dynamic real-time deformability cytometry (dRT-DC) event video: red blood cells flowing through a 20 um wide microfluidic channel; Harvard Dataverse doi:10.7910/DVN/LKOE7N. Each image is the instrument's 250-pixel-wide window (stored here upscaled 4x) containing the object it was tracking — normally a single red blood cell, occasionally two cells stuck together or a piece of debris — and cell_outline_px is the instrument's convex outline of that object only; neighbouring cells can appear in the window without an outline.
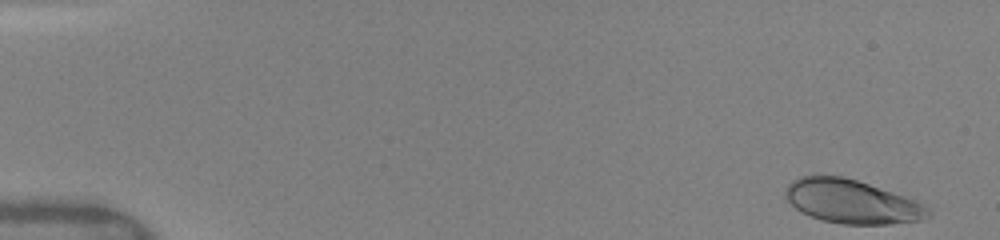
{"species": "human", "species_latin": "Homo sapiens", "temperature_condition": "warm", "stored_images_in_passage": 17, "camera_frame_rate_fps": 3000, "um_per_image_px": 0.085, "donor": {"sex": "female"}, "frame": {"image": 1, "passage_image": 1, "time_ms": 0.0, "image_size_px": [1000, 240], "cell_outline_px": [[932, 212], [928, 216], [920, 220], [892, 224], [840, 224], [820, 220], [800, 212], [784, 196], [784, 192], [788, 184], [792, 180], [800, 176], [844, 176], [916, 200], [928, 208]], "centroid_in_image_um": [72.37, 17.14], "position_along_channel_um": 12.6, "area_um2": 36.24}}
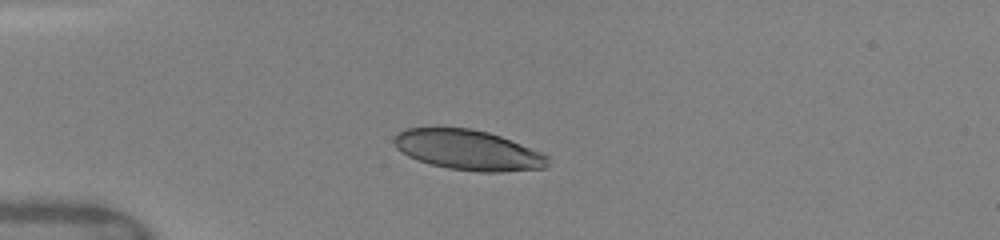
{"frame": {"image": 2, "passage_image": 9, "time_ms": 3.667, "image_size_px": [1000, 240], "cell_outline_px": [[548, 164], [544, 168], [500, 172], [480, 172], [448, 168], [432, 164], [408, 156], [396, 148], [392, 140], [404, 128], [472, 128], [488, 132], [500, 136], [540, 152], [548, 156]], "centroid_in_image_um": [39.78, 12.75], "position_along_channel_um": 45.2, "area_um2": 35.6}}
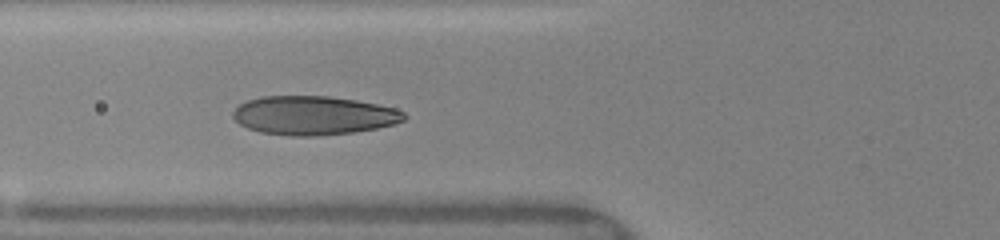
{"frame": {"image": 3, "passage_image": 15, "time_ms": 5.667, "image_size_px": [1000, 240], "cell_outline_px": [[408, 116], [404, 120], [396, 124], [376, 128], [352, 132], [312, 136], [292, 136], [260, 132], [248, 128], [240, 124], [232, 116], [232, 112], [240, 104], [248, 100], [260, 96], [328, 96], [356, 100], [396, 108], [404, 112]], "centroid_in_image_um": [26.66, 9.81], "position_along_channel_um": 99.1, "area_um2": 38.73}}